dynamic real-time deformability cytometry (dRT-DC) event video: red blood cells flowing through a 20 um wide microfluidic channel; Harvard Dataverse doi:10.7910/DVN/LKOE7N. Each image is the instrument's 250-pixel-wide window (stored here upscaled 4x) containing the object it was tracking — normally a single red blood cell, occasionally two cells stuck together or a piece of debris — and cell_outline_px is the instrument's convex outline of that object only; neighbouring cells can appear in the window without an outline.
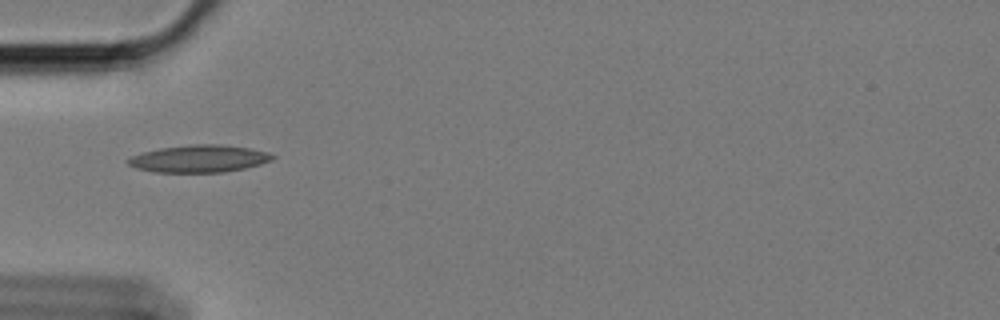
{"species": "Egyptian fruit bat (a non-hibernating species)", "species_latin": "Rousettus aegyptiacus", "temperature_condition": "cold", "stored_images_in_passage": 41, "camera_frame_rate_fps": 3000, "um_per_image_px": 0.085, "animal": {"sex": "female"}, "frame": {"image": 1, "passage_image": 1, "time_ms": 0.0, "image_size_px": [1000, 320], "cell_outline_px": [[276, 156], [272, 160], [260, 164], [244, 168], [224, 172], [156, 172], [136, 168], [128, 164], [124, 160], [132, 156], [144, 152], [160, 148], [188, 144], [224, 144], [252, 148], [268, 152]], "centroid_in_image_um": [16.94, 13.47], "position_along_channel_um": 68.1, "area_um2": 23.12}}
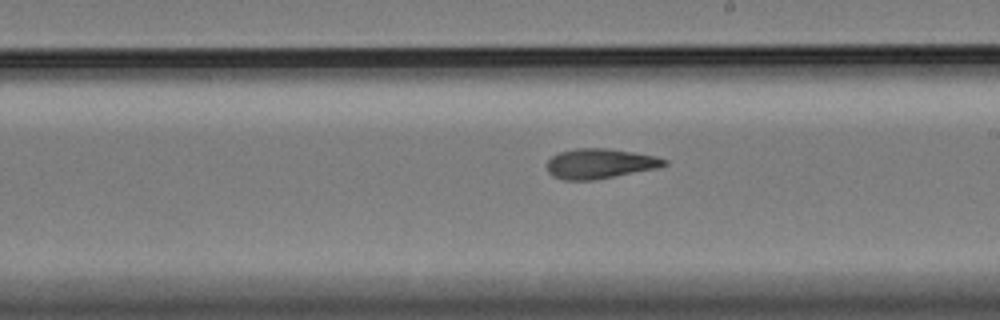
{"frame": {"image": 2, "passage_image": 16, "time_ms": 5.0, "image_size_px": [1000, 320], "cell_outline_px": [[668, 164], [656, 168], [592, 180], [564, 180], [552, 176], [548, 172], [548, 160], [552, 156], [560, 152], [576, 148], [608, 148], [656, 156], [668, 160]], "centroid_in_image_um": [50.98, 13.9], "position_along_channel_um": 238.0, "area_um2": 20.29}}
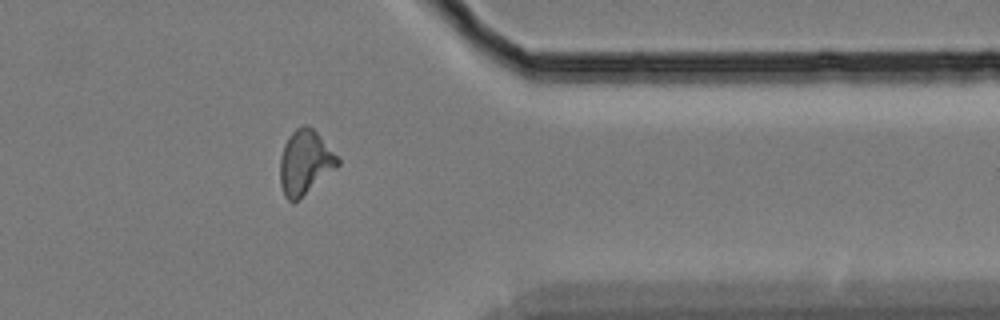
{"frame": {"image": 3, "passage_image": 30, "time_ms": 9.667, "image_size_px": [1000, 320], "cell_outline_px": [[340, 164], [292, 204], [284, 196], [280, 184], [280, 156], [284, 144], [292, 132], [296, 128], [304, 124], [312, 128], [316, 132], [340, 160]], "centroid_in_image_um": [25.88, 13.8], "position_along_channel_um": 385.5, "area_um2": 21.15}, "authors_computed_cell_mechanics": {"area_um2": 20.3456, "velocity_mm_per_s": 3.3861, "shape_relaxation_time_tau1_ms": null, "shape_relaxation_time_tau2_ms": 4.3498, "deformation_change_tau1": null, "deformation_change_tau2": 0.1351}}